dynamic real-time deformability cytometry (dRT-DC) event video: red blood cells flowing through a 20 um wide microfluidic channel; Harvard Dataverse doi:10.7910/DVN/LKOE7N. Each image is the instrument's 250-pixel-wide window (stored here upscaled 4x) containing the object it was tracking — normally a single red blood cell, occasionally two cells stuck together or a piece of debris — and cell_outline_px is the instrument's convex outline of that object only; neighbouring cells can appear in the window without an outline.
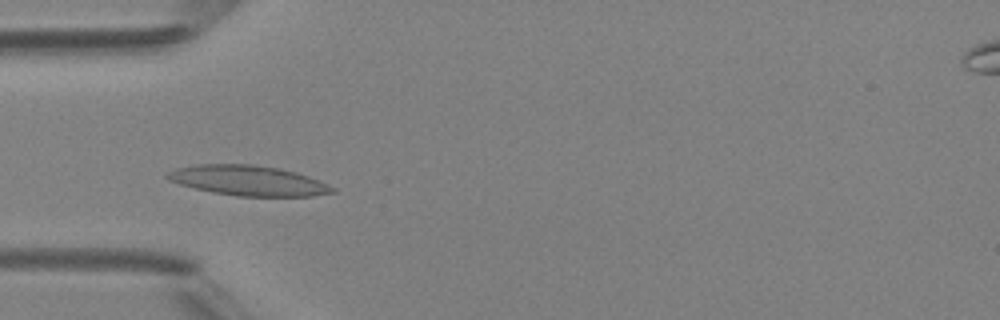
{"species": "Egyptian fruit bat (a non-hibernating species)", "species_latin": "Rousettus aegyptiacus", "temperature_condition": "room temperature", "stored_images_in_passage": 4, "camera_frame_rate_fps": 3000, "um_per_image_px": 0.085, "animal": {"sex": "female"}, "frame": {"image": 1, "passage_image": 3, "time_ms": 2.333, "image_size_px": [1000, 320], "cell_outline_px": [[336, 192], [312, 196], [236, 196], [212, 192], [180, 184], [168, 180], [164, 176], [168, 172], [176, 168], [196, 164], [252, 164], [280, 168], [296, 172], [308, 176], [328, 184], [336, 188]], "centroid_in_image_um": [21.11, 15.34], "position_along_channel_um": 63.9, "area_um2": 29.02}}
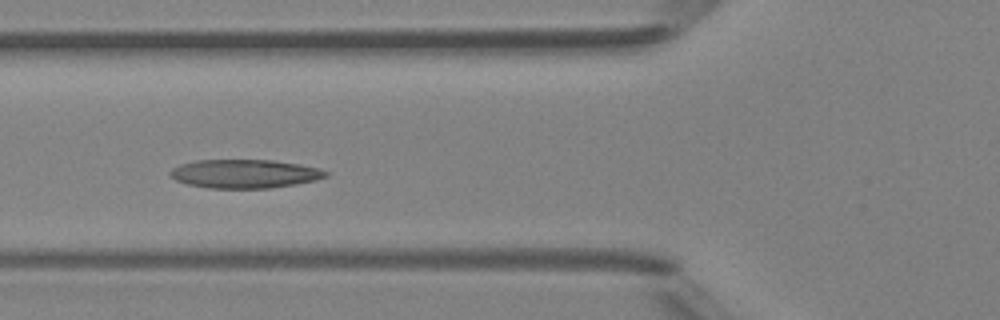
{"frame": {"image": 2, "passage_image": 4, "time_ms": 3.333, "image_size_px": [1000, 320], "cell_outline_px": [[328, 176], [316, 180], [272, 188], [208, 188], [188, 184], [176, 180], [168, 172], [172, 168], [180, 164], [196, 160], [272, 160], [300, 164], [320, 168], [328, 172]], "centroid_in_image_um": [20.81, 14.76], "position_along_channel_um": 105.0, "area_um2": 26.01}}